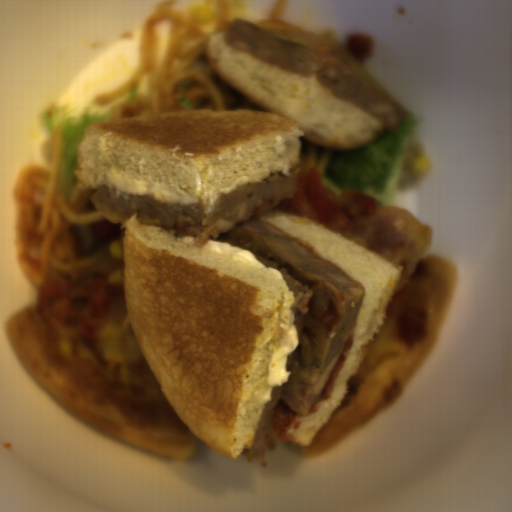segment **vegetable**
Here are the masks:
<instances>
[{
    "instance_id": "2",
    "label": "vegetable",
    "mask_w": 512,
    "mask_h": 512,
    "mask_svg": "<svg viewBox=\"0 0 512 512\" xmlns=\"http://www.w3.org/2000/svg\"><path fill=\"white\" fill-rule=\"evenodd\" d=\"M115 108L106 111L84 108L76 118L72 117L70 109L64 105L51 106L42 111V122L53 139L57 128H61L62 163L59 186L67 204L78 183L76 178L78 146L89 125L114 121Z\"/></svg>"
},
{
    "instance_id": "3",
    "label": "vegetable",
    "mask_w": 512,
    "mask_h": 512,
    "mask_svg": "<svg viewBox=\"0 0 512 512\" xmlns=\"http://www.w3.org/2000/svg\"><path fill=\"white\" fill-rule=\"evenodd\" d=\"M137 96H140L139 82L126 91L125 101H130Z\"/></svg>"
},
{
    "instance_id": "1",
    "label": "vegetable",
    "mask_w": 512,
    "mask_h": 512,
    "mask_svg": "<svg viewBox=\"0 0 512 512\" xmlns=\"http://www.w3.org/2000/svg\"><path fill=\"white\" fill-rule=\"evenodd\" d=\"M418 123V116L406 112L400 125H385L370 143L334 149L322 176L324 181L330 188L364 192L373 198L376 207L388 208Z\"/></svg>"
}]
</instances>
